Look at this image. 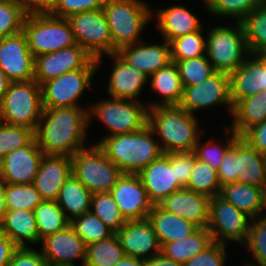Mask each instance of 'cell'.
I'll list each match as a JSON object with an SVG mask.
<instances>
[{"instance_id": "7bdbcfd3", "label": "cell", "mask_w": 266, "mask_h": 266, "mask_svg": "<svg viewBox=\"0 0 266 266\" xmlns=\"http://www.w3.org/2000/svg\"><path fill=\"white\" fill-rule=\"evenodd\" d=\"M27 14L22 0H0V38L22 32Z\"/></svg>"}, {"instance_id": "f546056e", "label": "cell", "mask_w": 266, "mask_h": 266, "mask_svg": "<svg viewBox=\"0 0 266 266\" xmlns=\"http://www.w3.org/2000/svg\"><path fill=\"white\" fill-rule=\"evenodd\" d=\"M150 87L153 92L161 96L162 99L159 102H152L148 105V108H154L158 106H179L182 97L184 87L182 85L179 71L174 62L169 63L166 67H163L148 77Z\"/></svg>"}, {"instance_id": "680465c9", "label": "cell", "mask_w": 266, "mask_h": 266, "mask_svg": "<svg viewBox=\"0 0 266 266\" xmlns=\"http://www.w3.org/2000/svg\"><path fill=\"white\" fill-rule=\"evenodd\" d=\"M143 266H184V264L172 261L171 259L159 254L156 257L144 260Z\"/></svg>"}, {"instance_id": "e0dca14e", "label": "cell", "mask_w": 266, "mask_h": 266, "mask_svg": "<svg viewBox=\"0 0 266 266\" xmlns=\"http://www.w3.org/2000/svg\"><path fill=\"white\" fill-rule=\"evenodd\" d=\"M41 244V253L49 266H75V260L85 265L87 245L70 225L46 236Z\"/></svg>"}, {"instance_id": "1f68e13d", "label": "cell", "mask_w": 266, "mask_h": 266, "mask_svg": "<svg viewBox=\"0 0 266 266\" xmlns=\"http://www.w3.org/2000/svg\"><path fill=\"white\" fill-rule=\"evenodd\" d=\"M266 119V90L239 100L233 106L232 121L229 128L238 136L255 124Z\"/></svg>"}, {"instance_id": "4fadbf2b", "label": "cell", "mask_w": 266, "mask_h": 266, "mask_svg": "<svg viewBox=\"0 0 266 266\" xmlns=\"http://www.w3.org/2000/svg\"><path fill=\"white\" fill-rule=\"evenodd\" d=\"M227 107L232 115L233 104L230 96L229 74L215 71L201 83L184 87L181 108L192 115L198 111L215 106ZM196 112V113H195Z\"/></svg>"}, {"instance_id": "44dd1931", "label": "cell", "mask_w": 266, "mask_h": 266, "mask_svg": "<svg viewBox=\"0 0 266 266\" xmlns=\"http://www.w3.org/2000/svg\"><path fill=\"white\" fill-rule=\"evenodd\" d=\"M230 77V96L233 106L242 99L266 90V56L249 54Z\"/></svg>"}, {"instance_id": "d6a6232c", "label": "cell", "mask_w": 266, "mask_h": 266, "mask_svg": "<svg viewBox=\"0 0 266 266\" xmlns=\"http://www.w3.org/2000/svg\"><path fill=\"white\" fill-rule=\"evenodd\" d=\"M213 243L207 227H199L190 236L161 246L160 254L166 258L184 264Z\"/></svg>"}, {"instance_id": "b9f144b4", "label": "cell", "mask_w": 266, "mask_h": 266, "mask_svg": "<svg viewBox=\"0 0 266 266\" xmlns=\"http://www.w3.org/2000/svg\"><path fill=\"white\" fill-rule=\"evenodd\" d=\"M185 189L204 194L209 198L219 195L221 186L217 171L209 164H205L197 159Z\"/></svg>"}, {"instance_id": "bcb514c9", "label": "cell", "mask_w": 266, "mask_h": 266, "mask_svg": "<svg viewBox=\"0 0 266 266\" xmlns=\"http://www.w3.org/2000/svg\"><path fill=\"white\" fill-rule=\"evenodd\" d=\"M243 247L248 250V253H252L250 256H253L254 262H256H246L245 264L266 266V214L251 221L248 238Z\"/></svg>"}, {"instance_id": "ac0fdd59", "label": "cell", "mask_w": 266, "mask_h": 266, "mask_svg": "<svg viewBox=\"0 0 266 266\" xmlns=\"http://www.w3.org/2000/svg\"><path fill=\"white\" fill-rule=\"evenodd\" d=\"M149 199L158 205L174 192L184 189L175 174V152L164 153L139 174Z\"/></svg>"}, {"instance_id": "4dcf8cb0", "label": "cell", "mask_w": 266, "mask_h": 266, "mask_svg": "<svg viewBox=\"0 0 266 266\" xmlns=\"http://www.w3.org/2000/svg\"><path fill=\"white\" fill-rule=\"evenodd\" d=\"M148 220L152 223L161 246L188 237L199 228L191 221L163 210L159 205L153 206Z\"/></svg>"}, {"instance_id": "6125c7cd", "label": "cell", "mask_w": 266, "mask_h": 266, "mask_svg": "<svg viewBox=\"0 0 266 266\" xmlns=\"http://www.w3.org/2000/svg\"><path fill=\"white\" fill-rule=\"evenodd\" d=\"M6 211H7V205L5 201V196L2 190V185H0V223L3 220Z\"/></svg>"}, {"instance_id": "f35d334b", "label": "cell", "mask_w": 266, "mask_h": 266, "mask_svg": "<svg viewBox=\"0 0 266 266\" xmlns=\"http://www.w3.org/2000/svg\"><path fill=\"white\" fill-rule=\"evenodd\" d=\"M7 210L27 209L33 211L42 201L34 184H2Z\"/></svg>"}, {"instance_id": "8d00e7d4", "label": "cell", "mask_w": 266, "mask_h": 266, "mask_svg": "<svg viewBox=\"0 0 266 266\" xmlns=\"http://www.w3.org/2000/svg\"><path fill=\"white\" fill-rule=\"evenodd\" d=\"M125 256L116 234L87 246L84 266H115Z\"/></svg>"}, {"instance_id": "8fae6325", "label": "cell", "mask_w": 266, "mask_h": 266, "mask_svg": "<svg viewBox=\"0 0 266 266\" xmlns=\"http://www.w3.org/2000/svg\"><path fill=\"white\" fill-rule=\"evenodd\" d=\"M252 219L219 195L209 199L207 229L213 242L246 243Z\"/></svg>"}, {"instance_id": "db71d44e", "label": "cell", "mask_w": 266, "mask_h": 266, "mask_svg": "<svg viewBox=\"0 0 266 266\" xmlns=\"http://www.w3.org/2000/svg\"><path fill=\"white\" fill-rule=\"evenodd\" d=\"M217 173L221 187L237 182L238 175H235V140L231 148L225 153Z\"/></svg>"}, {"instance_id": "2e32d148", "label": "cell", "mask_w": 266, "mask_h": 266, "mask_svg": "<svg viewBox=\"0 0 266 266\" xmlns=\"http://www.w3.org/2000/svg\"><path fill=\"white\" fill-rule=\"evenodd\" d=\"M110 194L126 221L147 219L154 206L138 174H122Z\"/></svg>"}, {"instance_id": "ab89813d", "label": "cell", "mask_w": 266, "mask_h": 266, "mask_svg": "<svg viewBox=\"0 0 266 266\" xmlns=\"http://www.w3.org/2000/svg\"><path fill=\"white\" fill-rule=\"evenodd\" d=\"M199 31L188 33L170 42L171 61L178 62L206 55V36Z\"/></svg>"}, {"instance_id": "60d3db41", "label": "cell", "mask_w": 266, "mask_h": 266, "mask_svg": "<svg viewBox=\"0 0 266 266\" xmlns=\"http://www.w3.org/2000/svg\"><path fill=\"white\" fill-rule=\"evenodd\" d=\"M90 211L99 217L115 234L127 222L110 193L93 194Z\"/></svg>"}, {"instance_id": "cb8c5ba5", "label": "cell", "mask_w": 266, "mask_h": 266, "mask_svg": "<svg viewBox=\"0 0 266 266\" xmlns=\"http://www.w3.org/2000/svg\"><path fill=\"white\" fill-rule=\"evenodd\" d=\"M117 54L129 65L143 72L148 77L171 63L170 43L147 44L141 40L117 51Z\"/></svg>"}, {"instance_id": "11a10c76", "label": "cell", "mask_w": 266, "mask_h": 266, "mask_svg": "<svg viewBox=\"0 0 266 266\" xmlns=\"http://www.w3.org/2000/svg\"><path fill=\"white\" fill-rule=\"evenodd\" d=\"M241 137L261 155L266 156V119L250 127Z\"/></svg>"}, {"instance_id": "ee69618b", "label": "cell", "mask_w": 266, "mask_h": 266, "mask_svg": "<svg viewBox=\"0 0 266 266\" xmlns=\"http://www.w3.org/2000/svg\"><path fill=\"white\" fill-rule=\"evenodd\" d=\"M225 131L226 133L228 132L227 135L229 134V137L226 136V141L215 142L213 139L202 144L199 139L195 146L194 153L197 159L205 164H209L215 171H218L225 153L231 148L234 140L238 137V135L227 126Z\"/></svg>"}, {"instance_id": "681fc988", "label": "cell", "mask_w": 266, "mask_h": 266, "mask_svg": "<svg viewBox=\"0 0 266 266\" xmlns=\"http://www.w3.org/2000/svg\"><path fill=\"white\" fill-rule=\"evenodd\" d=\"M106 0H58L49 13L56 17L68 18L76 13L102 9Z\"/></svg>"}, {"instance_id": "9c48e42d", "label": "cell", "mask_w": 266, "mask_h": 266, "mask_svg": "<svg viewBox=\"0 0 266 266\" xmlns=\"http://www.w3.org/2000/svg\"><path fill=\"white\" fill-rule=\"evenodd\" d=\"M72 174L92 193H110L123 174L97 145L78 150L73 156Z\"/></svg>"}, {"instance_id": "d590c367", "label": "cell", "mask_w": 266, "mask_h": 266, "mask_svg": "<svg viewBox=\"0 0 266 266\" xmlns=\"http://www.w3.org/2000/svg\"><path fill=\"white\" fill-rule=\"evenodd\" d=\"M33 211L40 240L65 229L70 224L56 201H42Z\"/></svg>"}, {"instance_id": "484cf974", "label": "cell", "mask_w": 266, "mask_h": 266, "mask_svg": "<svg viewBox=\"0 0 266 266\" xmlns=\"http://www.w3.org/2000/svg\"><path fill=\"white\" fill-rule=\"evenodd\" d=\"M235 175L237 182L266 191V156L261 155L245 139H235Z\"/></svg>"}, {"instance_id": "5b68a950", "label": "cell", "mask_w": 266, "mask_h": 266, "mask_svg": "<svg viewBox=\"0 0 266 266\" xmlns=\"http://www.w3.org/2000/svg\"><path fill=\"white\" fill-rule=\"evenodd\" d=\"M88 108L89 124L92 119L98 118L105 128L108 135L102 136L94 144H99L105 137L118 134H127L143 129L148 125V106L142 104V101L109 98L101 99L98 102L91 103Z\"/></svg>"}, {"instance_id": "30bf717a", "label": "cell", "mask_w": 266, "mask_h": 266, "mask_svg": "<svg viewBox=\"0 0 266 266\" xmlns=\"http://www.w3.org/2000/svg\"><path fill=\"white\" fill-rule=\"evenodd\" d=\"M77 44L97 60L98 69L102 56L113 53V42L103 9L76 13L67 18Z\"/></svg>"}, {"instance_id": "ffe728a7", "label": "cell", "mask_w": 266, "mask_h": 266, "mask_svg": "<svg viewBox=\"0 0 266 266\" xmlns=\"http://www.w3.org/2000/svg\"><path fill=\"white\" fill-rule=\"evenodd\" d=\"M124 250L125 256L147 260L161 252L152 223L147 219L127 221L116 233Z\"/></svg>"}, {"instance_id": "5bb4252c", "label": "cell", "mask_w": 266, "mask_h": 266, "mask_svg": "<svg viewBox=\"0 0 266 266\" xmlns=\"http://www.w3.org/2000/svg\"><path fill=\"white\" fill-rule=\"evenodd\" d=\"M79 69H98V65L97 60L76 43L59 51L36 56L34 80L42 85L66 72Z\"/></svg>"}, {"instance_id": "836d02e7", "label": "cell", "mask_w": 266, "mask_h": 266, "mask_svg": "<svg viewBox=\"0 0 266 266\" xmlns=\"http://www.w3.org/2000/svg\"><path fill=\"white\" fill-rule=\"evenodd\" d=\"M92 193L72 174L56 200L69 221L90 212Z\"/></svg>"}, {"instance_id": "7dc6e473", "label": "cell", "mask_w": 266, "mask_h": 266, "mask_svg": "<svg viewBox=\"0 0 266 266\" xmlns=\"http://www.w3.org/2000/svg\"><path fill=\"white\" fill-rule=\"evenodd\" d=\"M174 63L183 87L197 85L215 72L206 55Z\"/></svg>"}, {"instance_id": "f5cc1de1", "label": "cell", "mask_w": 266, "mask_h": 266, "mask_svg": "<svg viewBox=\"0 0 266 266\" xmlns=\"http://www.w3.org/2000/svg\"><path fill=\"white\" fill-rule=\"evenodd\" d=\"M8 266H49L42 253L29 248H18Z\"/></svg>"}, {"instance_id": "6da1fadb", "label": "cell", "mask_w": 266, "mask_h": 266, "mask_svg": "<svg viewBox=\"0 0 266 266\" xmlns=\"http://www.w3.org/2000/svg\"><path fill=\"white\" fill-rule=\"evenodd\" d=\"M88 109L83 107L44 108L34 136L46 155L73 156L86 148Z\"/></svg>"}, {"instance_id": "277c9868", "label": "cell", "mask_w": 266, "mask_h": 266, "mask_svg": "<svg viewBox=\"0 0 266 266\" xmlns=\"http://www.w3.org/2000/svg\"><path fill=\"white\" fill-rule=\"evenodd\" d=\"M112 35L113 53L141 41V33L152 20V8L142 0H106L103 6Z\"/></svg>"}, {"instance_id": "94428289", "label": "cell", "mask_w": 266, "mask_h": 266, "mask_svg": "<svg viewBox=\"0 0 266 266\" xmlns=\"http://www.w3.org/2000/svg\"><path fill=\"white\" fill-rule=\"evenodd\" d=\"M115 266H143V260L131 256H124Z\"/></svg>"}, {"instance_id": "816d5d0a", "label": "cell", "mask_w": 266, "mask_h": 266, "mask_svg": "<svg viewBox=\"0 0 266 266\" xmlns=\"http://www.w3.org/2000/svg\"><path fill=\"white\" fill-rule=\"evenodd\" d=\"M197 157L192 152H175V174L178 183L186 188Z\"/></svg>"}, {"instance_id": "e7e4bbea", "label": "cell", "mask_w": 266, "mask_h": 266, "mask_svg": "<svg viewBox=\"0 0 266 266\" xmlns=\"http://www.w3.org/2000/svg\"><path fill=\"white\" fill-rule=\"evenodd\" d=\"M204 2H203V4H205L204 6V8H206V5L211 1V0H203Z\"/></svg>"}, {"instance_id": "7c38bea8", "label": "cell", "mask_w": 266, "mask_h": 266, "mask_svg": "<svg viewBox=\"0 0 266 266\" xmlns=\"http://www.w3.org/2000/svg\"><path fill=\"white\" fill-rule=\"evenodd\" d=\"M98 69H79L66 72L41 85L43 108L82 107L79 99L92 87Z\"/></svg>"}, {"instance_id": "52a82bcc", "label": "cell", "mask_w": 266, "mask_h": 266, "mask_svg": "<svg viewBox=\"0 0 266 266\" xmlns=\"http://www.w3.org/2000/svg\"><path fill=\"white\" fill-rule=\"evenodd\" d=\"M23 32L34 57L76 44L67 18L56 17L49 12L28 13Z\"/></svg>"}, {"instance_id": "8992f818", "label": "cell", "mask_w": 266, "mask_h": 266, "mask_svg": "<svg viewBox=\"0 0 266 266\" xmlns=\"http://www.w3.org/2000/svg\"><path fill=\"white\" fill-rule=\"evenodd\" d=\"M207 32L206 57L214 71L232 74L250 54L242 23L216 25Z\"/></svg>"}, {"instance_id": "be15d7a7", "label": "cell", "mask_w": 266, "mask_h": 266, "mask_svg": "<svg viewBox=\"0 0 266 266\" xmlns=\"http://www.w3.org/2000/svg\"><path fill=\"white\" fill-rule=\"evenodd\" d=\"M3 184V180H2V162L0 160V185Z\"/></svg>"}, {"instance_id": "f1b7e54d", "label": "cell", "mask_w": 266, "mask_h": 266, "mask_svg": "<svg viewBox=\"0 0 266 266\" xmlns=\"http://www.w3.org/2000/svg\"><path fill=\"white\" fill-rule=\"evenodd\" d=\"M0 231L18 248H29L28 243L41 244L34 211L31 210H7L0 223Z\"/></svg>"}, {"instance_id": "d6986e66", "label": "cell", "mask_w": 266, "mask_h": 266, "mask_svg": "<svg viewBox=\"0 0 266 266\" xmlns=\"http://www.w3.org/2000/svg\"><path fill=\"white\" fill-rule=\"evenodd\" d=\"M43 156L35 138L27 146L7 154L1 160L3 183H34Z\"/></svg>"}, {"instance_id": "e575fe53", "label": "cell", "mask_w": 266, "mask_h": 266, "mask_svg": "<svg viewBox=\"0 0 266 266\" xmlns=\"http://www.w3.org/2000/svg\"><path fill=\"white\" fill-rule=\"evenodd\" d=\"M241 23L249 53L266 56V2H262Z\"/></svg>"}, {"instance_id": "f907efd6", "label": "cell", "mask_w": 266, "mask_h": 266, "mask_svg": "<svg viewBox=\"0 0 266 266\" xmlns=\"http://www.w3.org/2000/svg\"><path fill=\"white\" fill-rule=\"evenodd\" d=\"M226 246L225 244L213 242L203 252L185 262L184 266H225Z\"/></svg>"}, {"instance_id": "7a4b0ae2", "label": "cell", "mask_w": 266, "mask_h": 266, "mask_svg": "<svg viewBox=\"0 0 266 266\" xmlns=\"http://www.w3.org/2000/svg\"><path fill=\"white\" fill-rule=\"evenodd\" d=\"M197 116L180 106L149 108L148 125L151 127L163 153L192 152L202 137Z\"/></svg>"}, {"instance_id": "91938a15", "label": "cell", "mask_w": 266, "mask_h": 266, "mask_svg": "<svg viewBox=\"0 0 266 266\" xmlns=\"http://www.w3.org/2000/svg\"><path fill=\"white\" fill-rule=\"evenodd\" d=\"M10 84L9 79L7 78L6 74L0 67V104L3 101L5 93L7 92L8 86Z\"/></svg>"}, {"instance_id": "603a6c76", "label": "cell", "mask_w": 266, "mask_h": 266, "mask_svg": "<svg viewBox=\"0 0 266 266\" xmlns=\"http://www.w3.org/2000/svg\"><path fill=\"white\" fill-rule=\"evenodd\" d=\"M112 58V70L107 84L110 97L119 99L138 100L144 85L148 83V76L129 65L117 53L109 54Z\"/></svg>"}, {"instance_id": "3957f363", "label": "cell", "mask_w": 266, "mask_h": 266, "mask_svg": "<svg viewBox=\"0 0 266 266\" xmlns=\"http://www.w3.org/2000/svg\"><path fill=\"white\" fill-rule=\"evenodd\" d=\"M155 136L147 125L135 132L105 137L98 146L123 174H139L164 154Z\"/></svg>"}, {"instance_id": "74e56055", "label": "cell", "mask_w": 266, "mask_h": 266, "mask_svg": "<svg viewBox=\"0 0 266 266\" xmlns=\"http://www.w3.org/2000/svg\"><path fill=\"white\" fill-rule=\"evenodd\" d=\"M69 225L87 246L106 240L115 234L91 211L72 219Z\"/></svg>"}, {"instance_id": "c3c4849f", "label": "cell", "mask_w": 266, "mask_h": 266, "mask_svg": "<svg viewBox=\"0 0 266 266\" xmlns=\"http://www.w3.org/2000/svg\"><path fill=\"white\" fill-rule=\"evenodd\" d=\"M30 128L0 122V160L16 149L27 146L33 139Z\"/></svg>"}, {"instance_id": "7402d4cb", "label": "cell", "mask_w": 266, "mask_h": 266, "mask_svg": "<svg viewBox=\"0 0 266 266\" xmlns=\"http://www.w3.org/2000/svg\"><path fill=\"white\" fill-rule=\"evenodd\" d=\"M71 175V157L44 154L33 184L43 201H56L61 187Z\"/></svg>"}, {"instance_id": "9f6ffc18", "label": "cell", "mask_w": 266, "mask_h": 266, "mask_svg": "<svg viewBox=\"0 0 266 266\" xmlns=\"http://www.w3.org/2000/svg\"><path fill=\"white\" fill-rule=\"evenodd\" d=\"M17 249L15 243L0 231V266H8Z\"/></svg>"}, {"instance_id": "83f0119b", "label": "cell", "mask_w": 266, "mask_h": 266, "mask_svg": "<svg viewBox=\"0 0 266 266\" xmlns=\"http://www.w3.org/2000/svg\"><path fill=\"white\" fill-rule=\"evenodd\" d=\"M219 196L252 220L266 214V191L260 187L239 182L230 183L221 187Z\"/></svg>"}, {"instance_id": "d4e9b609", "label": "cell", "mask_w": 266, "mask_h": 266, "mask_svg": "<svg viewBox=\"0 0 266 266\" xmlns=\"http://www.w3.org/2000/svg\"><path fill=\"white\" fill-rule=\"evenodd\" d=\"M209 197L182 189L166 197L158 205L165 211L191 221L198 227H206L208 223Z\"/></svg>"}, {"instance_id": "4316f807", "label": "cell", "mask_w": 266, "mask_h": 266, "mask_svg": "<svg viewBox=\"0 0 266 266\" xmlns=\"http://www.w3.org/2000/svg\"><path fill=\"white\" fill-rule=\"evenodd\" d=\"M153 19L157 21L159 33L164 40H172L188 33L199 31L203 26L200 20L183 5H172L167 8H156L152 11Z\"/></svg>"}, {"instance_id": "9a60e30c", "label": "cell", "mask_w": 266, "mask_h": 266, "mask_svg": "<svg viewBox=\"0 0 266 266\" xmlns=\"http://www.w3.org/2000/svg\"><path fill=\"white\" fill-rule=\"evenodd\" d=\"M34 63L35 57L23 31L0 38V67L10 82L33 80Z\"/></svg>"}, {"instance_id": "f6af8a7d", "label": "cell", "mask_w": 266, "mask_h": 266, "mask_svg": "<svg viewBox=\"0 0 266 266\" xmlns=\"http://www.w3.org/2000/svg\"><path fill=\"white\" fill-rule=\"evenodd\" d=\"M263 0H211L206 10L213 16L235 18L242 22Z\"/></svg>"}, {"instance_id": "ba28073f", "label": "cell", "mask_w": 266, "mask_h": 266, "mask_svg": "<svg viewBox=\"0 0 266 266\" xmlns=\"http://www.w3.org/2000/svg\"><path fill=\"white\" fill-rule=\"evenodd\" d=\"M43 110L41 85L34 79L10 82L0 104V122L24 126L35 132Z\"/></svg>"}, {"instance_id": "6f0895ef", "label": "cell", "mask_w": 266, "mask_h": 266, "mask_svg": "<svg viewBox=\"0 0 266 266\" xmlns=\"http://www.w3.org/2000/svg\"><path fill=\"white\" fill-rule=\"evenodd\" d=\"M28 13L49 12L58 0H22Z\"/></svg>"}]
</instances>
